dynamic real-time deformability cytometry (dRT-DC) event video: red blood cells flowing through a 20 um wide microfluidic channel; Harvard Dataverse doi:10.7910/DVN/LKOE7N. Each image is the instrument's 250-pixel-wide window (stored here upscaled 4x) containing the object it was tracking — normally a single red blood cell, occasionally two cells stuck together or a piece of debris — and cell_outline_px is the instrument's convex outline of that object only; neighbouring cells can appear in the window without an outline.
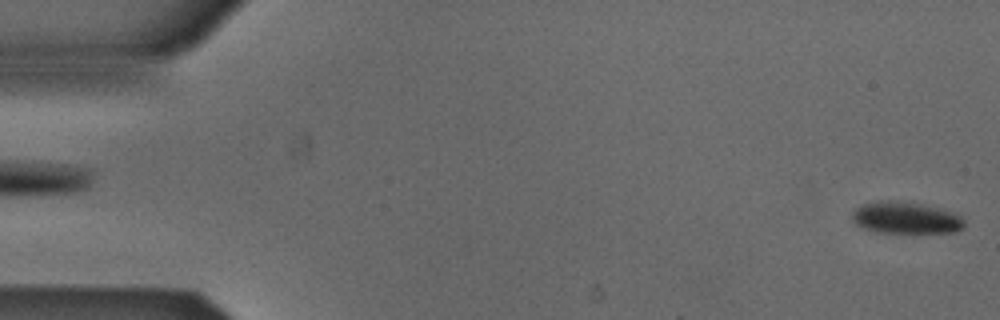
{"species": "Egyptian fruit bat (a non-hibernating species)", "species_latin": "Rousettus aegyptiacus", "temperature_condition": "cold", "stored_images_in_passage": 4, "segment_of_instrument_passage": [2, 2], "camera_frame_rate_fps": 3000, "um_per_image_px": 0.085, "animal": {"sex": "male"}, "frame": {"image": 1, "passage_image": 4, "time_ms": 1.0, "image_size_px": [1000, 320], "cell_outline_px": [[964, 228], [956, 232], [876, 232], [864, 228], [856, 224], [852, 220], [852, 212], [856, 208], [864, 204], [876, 200], [896, 200], [944, 208], [956, 212], [964, 220]], "centroid_in_image_um": [77.02, 18.5], "position_along_channel_um": 8.0, "area_um2": 20.98}}